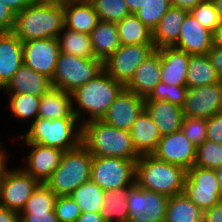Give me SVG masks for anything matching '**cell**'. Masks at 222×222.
Masks as SVG:
<instances>
[{"mask_svg": "<svg viewBox=\"0 0 222 222\" xmlns=\"http://www.w3.org/2000/svg\"><path fill=\"white\" fill-rule=\"evenodd\" d=\"M124 88L123 84L115 81L103 70L71 93L74 115L81 125L92 120H101Z\"/></svg>", "mask_w": 222, "mask_h": 222, "instance_id": "1", "label": "cell"}, {"mask_svg": "<svg viewBox=\"0 0 222 222\" xmlns=\"http://www.w3.org/2000/svg\"><path fill=\"white\" fill-rule=\"evenodd\" d=\"M82 144L93 157H116L138 160L130 131L117 129L103 120H92L82 125Z\"/></svg>", "mask_w": 222, "mask_h": 222, "instance_id": "2", "label": "cell"}, {"mask_svg": "<svg viewBox=\"0 0 222 222\" xmlns=\"http://www.w3.org/2000/svg\"><path fill=\"white\" fill-rule=\"evenodd\" d=\"M186 176L184 168L154 155H142L136 162V183L144 190L168 197L184 192Z\"/></svg>", "mask_w": 222, "mask_h": 222, "instance_id": "3", "label": "cell"}, {"mask_svg": "<svg viewBox=\"0 0 222 222\" xmlns=\"http://www.w3.org/2000/svg\"><path fill=\"white\" fill-rule=\"evenodd\" d=\"M64 9L32 2L16 13L12 32L22 41L57 38L64 29Z\"/></svg>", "mask_w": 222, "mask_h": 222, "instance_id": "4", "label": "cell"}, {"mask_svg": "<svg viewBox=\"0 0 222 222\" xmlns=\"http://www.w3.org/2000/svg\"><path fill=\"white\" fill-rule=\"evenodd\" d=\"M29 127L27 133L20 135L22 143L42 144L63 151L75 149L82 143V125L76 117L55 120L38 117Z\"/></svg>", "mask_w": 222, "mask_h": 222, "instance_id": "5", "label": "cell"}, {"mask_svg": "<svg viewBox=\"0 0 222 222\" xmlns=\"http://www.w3.org/2000/svg\"><path fill=\"white\" fill-rule=\"evenodd\" d=\"M92 160V154L82 143L75 149L64 151L60 165L45 184L57 197L70 196L75 189L91 180Z\"/></svg>", "mask_w": 222, "mask_h": 222, "instance_id": "6", "label": "cell"}, {"mask_svg": "<svg viewBox=\"0 0 222 222\" xmlns=\"http://www.w3.org/2000/svg\"><path fill=\"white\" fill-rule=\"evenodd\" d=\"M103 70L101 59L80 58L60 52L52 78V85L53 88L72 93L78 87L94 79Z\"/></svg>", "mask_w": 222, "mask_h": 222, "instance_id": "7", "label": "cell"}, {"mask_svg": "<svg viewBox=\"0 0 222 222\" xmlns=\"http://www.w3.org/2000/svg\"><path fill=\"white\" fill-rule=\"evenodd\" d=\"M136 162L116 157H93L91 180L104 191L131 187L136 183Z\"/></svg>", "mask_w": 222, "mask_h": 222, "instance_id": "8", "label": "cell"}, {"mask_svg": "<svg viewBox=\"0 0 222 222\" xmlns=\"http://www.w3.org/2000/svg\"><path fill=\"white\" fill-rule=\"evenodd\" d=\"M40 182L22 168H5L0 173V206L21 212Z\"/></svg>", "mask_w": 222, "mask_h": 222, "instance_id": "9", "label": "cell"}, {"mask_svg": "<svg viewBox=\"0 0 222 222\" xmlns=\"http://www.w3.org/2000/svg\"><path fill=\"white\" fill-rule=\"evenodd\" d=\"M154 44L121 45L103 61L104 71L115 81L126 86L137 67L155 51Z\"/></svg>", "mask_w": 222, "mask_h": 222, "instance_id": "10", "label": "cell"}, {"mask_svg": "<svg viewBox=\"0 0 222 222\" xmlns=\"http://www.w3.org/2000/svg\"><path fill=\"white\" fill-rule=\"evenodd\" d=\"M169 197L141 188L137 183L129 189L126 200L128 222H164Z\"/></svg>", "mask_w": 222, "mask_h": 222, "instance_id": "11", "label": "cell"}, {"mask_svg": "<svg viewBox=\"0 0 222 222\" xmlns=\"http://www.w3.org/2000/svg\"><path fill=\"white\" fill-rule=\"evenodd\" d=\"M183 193L202 211L208 210L222 200L214 169L195 165L187 170Z\"/></svg>", "mask_w": 222, "mask_h": 222, "instance_id": "12", "label": "cell"}, {"mask_svg": "<svg viewBox=\"0 0 222 222\" xmlns=\"http://www.w3.org/2000/svg\"><path fill=\"white\" fill-rule=\"evenodd\" d=\"M222 107V81L216 84L187 88L182 110L184 116L209 119Z\"/></svg>", "mask_w": 222, "mask_h": 222, "instance_id": "13", "label": "cell"}, {"mask_svg": "<svg viewBox=\"0 0 222 222\" xmlns=\"http://www.w3.org/2000/svg\"><path fill=\"white\" fill-rule=\"evenodd\" d=\"M22 47L23 63L52 79L60 54L57 38L25 41L22 42Z\"/></svg>", "mask_w": 222, "mask_h": 222, "instance_id": "14", "label": "cell"}, {"mask_svg": "<svg viewBox=\"0 0 222 222\" xmlns=\"http://www.w3.org/2000/svg\"><path fill=\"white\" fill-rule=\"evenodd\" d=\"M159 160L188 170L194 166L196 146L188 140L182 129L163 135L157 149L152 154Z\"/></svg>", "mask_w": 222, "mask_h": 222, "instance_id": "15", "label": "cell"}, {"mask_svg": "<svg viewBox=\"0 0 222 222\" xmlns=\"http://www.w3.org/2000/svg\"><path fill=\"white\" fill-rule=\"evenodd\" d=\"M144 109L145 98L124 88L101 120L117 129L130 131Z\"/></svg>", "mask_w": 222, "mask_h": 222, "instance_id": "16", "label": "cell"}, {"mask_svg": "<svg viewBox=\"0 0 222 222\" xmlns=\"http://www.w3.org/2000/svg\"><path fill=\"white\" fill-rule=\"evenodd\" d=\"M30 151L26 156L25 166L22 169L37 179L40 183H46L54 170L60 165L63 150L36 143H25Z\"/></svg>", "mask_w": 222, "mask_h": 222, "instance_id": "17", "label": "cell"}, {"mask_svg": "<svg viewBox=\"0 0 222 222\" xmlns=\"http://www.w3.org/2000/svg\"><path fill=\"white\" fill-rule=\"evenodd\" d=\"M213 46V32L203 27L188 12L184 18L179 39L174 48L189 55H206Z\"/></svg>", "mask_w": 222, "mask_h": 222, "instance_id": "18", "label": "cell"}, {"mask_svg": "<svg viewBox=\"0 0 222 222\" xmlns=\"http://www.w3.org/2000/svg\"><path fill=\"white\" fill-rule=\"evenodd\" d=\"M52 88V79L23 64L1 90L9 94L29 93L41 97Z\"/></svg>", "mask_w": 222, "mask_h": 222, "instance_id": "19", "label": "cell"}, {"mask_svg": "<svg viewBox=\"0 0 222 222\" xmlns=\"http://www.w3.org/2000/svg\"><path fill=\"white\" fill-rule=\"evenodd\" d=\"M22 41L11 32H0V90L23 65Z\"/></svg>", "mask_w": 222, "mask_h": 222, "instance_id": "20", "label": "cell"}, {"mask_svg": "<svg viewBox=\"0 0 222 222\" xmlns=\"http://www.w3.org/2000/svg\"><path fill=\"white\" fill-rule=\"evenodd\" d=\"M158 50L161 55L160 82L186 86L190 55L174 47H163Z\"/></svg>", "mask_w": 222, "mask_h": 222, "instance_id": "21", "label": "cell"}, {"mask_svg": "<svg viewBox=\"0 0 222 222\" xmlns=\"http://www.w3.org/2000/svg\"><path fill=\"white\" fill-rule=\"evenodd\" d=\"M161 55L156 49L136 69L135 74L125 88L136 95L146 98L160 82Z\"/></svg>", "mask_w": 222, "mask_h": 222, "instance_id": "22", "label": "cell"}, {"mask_svg": "<svg viewBox=\"0 0 222 222\" xmlns=\"http://www.w3.org/2000/svg\"><path fill=\"white\" fill-rule=\"evenodd\" d=\"M145 110L151 116L161 136L181 129L184 120L182 107L164 100H145Z\"/></svg>", "mask_w": 222, "mask_h": 222, "instance_id": "23", "label": "cell"}, {"mask_svg": "<svg viewBox=\"0 0 222 222\" xmlns=\"http://www.w3.org/2000/svg\"><path fill=\"white\" fill-rule=\"evenodd\" d=\"M133 147L139 156L152 155L162 137L151 116L144 109L130 129Z\"/></svg>", "mask_w": 222, "mask_h": 222, "instance_id": "24", "label": "cell"}, {"mask_svg": "<svg viewBox=\"0 0 222 222\" xmlns=\"http://www.w3.org/2000/svg\"><path fill=\"white\" fill-rule=\"evenodd\" d=\"M189 11L178 7H170L152 31L155 49L174 47L186 14Z\"/></svg>", "mask_w": 222, "mask_h": 222, "instance_id": "25", "label": "cell"}, {"mask_svg": "<svg viewBox=\"0 0 222 222\" xmlns=\"http://www.w3.org/2000/svg\"><path fill=\"white\" fill-rule=\"evenodd\" d=\"M38 117L49 120L76 117L71 93L52 88L48 93L42 95L39 102Z\"/></svg>", "mask_w": 222, "mask_h": 222, "instance_id": "26", "label": "cell"}, {"mask_svg": "<svg viewBox=\"0 0 222 222\" xmlns=\"http://www.w3.org/2000/svg\"><path fill=\"white\" fill-rule=\"evenodd\" d=\"M63 9L64 25L69 30L90 34L99 21L91 3L68 2Z\"/></svg>", "mask_w": 222, "mask_h": 222, "instance_id": "27", "label": "cell"}, {"mask_svg": "<svg viewBox=\"0 0 222 222\" xmlns=\"http://www.w3.org/2000/svg\"><path fill=\"white\" fill-rule=\"evenodd\" d=\"M91 43L95 57L105 61L120 46L118 28L116 23L101 21L90 33Z\"/></svg>", "mask_w": 222, "mask_h": 222, "instance_id": "28", "label": "cell"}, {"mask_svg": "<svg viewBox=\"0 0 222 222\" xmlns=\"http://www.w3.org/2000/svg\"><path fill=\"white\" fill-rule=\"evenodd\" d=\"M220 81L207 54L190 55L186 78L187 88L216 84Z\"/></svg>", "mask_w": 222, "mask_h": 222, "instance_id": "29", "label": "cell"}, {"mask_svg": "<svg viewBox=\"0 0 222 222\" xmlns=\"http://www.w3.org/2000/svg\"><path fill=\"white\" fill-rule=\"evenodd\" d=\"M203 211L184 193L169 197L164 222H202Z\"/></svg>", "mask_w": 222, "mask_h": 222, "instance_id": "30", "label": "cell"}, {"mask_svg": "<svg viewBox=\"0 0 222 222\" xmlns=\"http://www.w3.org/2000/svg\"><path fill=\"white\" fill-rule=\"evenodd\" d=\"M130 187L105 191L104 204L100 212L105 222H128L129 212L126 200Z\"/></svg>", "mask_w": 222, "mask_h": 222, "instance_id": "31", "label": "cell"}, {"mask_svg": "<svg viewBox=\"0 0 222 222\" xmlns=\"http://www.w3.org/2000/svg\"><path fill=\"white\" fill-rule=\"evenodd\" d=\"M121 45L153 44V32L134 14L116 23Z\"/></svg>", "mask_w": 222, "mask_h": 222, "instance_id": "32", "label": "cell"}, {"mask_svg": "<svg viewBox=\"0 0 222 222\" xmlns=\"http://www.w3.org/2000/svg\"><path fill=\"white\" fill-rule=\"evenodd\" d=\"M58 44L61 53H67L80 58H96L93 52L90 34L64 29L59 33Z\"/></svg>", "mask_w": 222, "mask_h": 222, "instance_id": "33", "label": "cell"}, {"mask_svg": "<svg viewBox=\"0 0 222 222\" xmlns=\"http://www.w3.org/2000/svg\"><path fill=\"white\" fill-rule=\"evenodd\" d=\"M105 191L102 190L92 180L79 186L75 189L70 197L80 207L81 213L84 212H95L100 213L104 204Z\"/></svg>", "mask_w": 222, "mask_h": 222, "instance_id": "34", "label": "cell"}, {"mask_svg": "<svg viewBox=\"0 0 222 222\" xmlns=\"http://www.w3.org/2000/svg\"><path fill=\"white\" fill-rule=\"evenodd\" d=\"M9 111L17 119L29 120L33 123L38 118L40 97L26 94H8ZM32 120V121H31Z\"/></svg>", "mask_w": 222, "mask_h": 222, "instance_id": "35", "label": "cell"}, {"mask_svg": "<svg viewBox=\"0 0 222 222\" xmlns=\"http://www.w3.org/2000/svg\"><path fill=\"white\" fill-rule=\"evenodd\" d=\"M91 5L101 21L118 23L131 15L125 0H94Z\"/></svg>", "mask_w": 222, "mask_h": 222, "instance_id": "36", "label": "cell"}, {"mask_svg": "<svg viewBox=\"0 0 222 222\" xmlns=\"http://www.w3.org/2000/svg\"><path fill=\"white\" fill-rule=\"evenodd\" d=\"M222 164V144L205 140L196 147L195 166L216 169Z\"/></svg>", "mask_w": 222, "mask_h": 222, "instance_id": "37", "label": "cell"}, {"mask_svg": "<svg viewBox=\"0 0 222 222\" xmlns=\"http://www.w3.org/2000/svg\"><path fill=\"white\" fill-rule=\"evenodd\" d=\"M170 7V0H148L134 15L153 31Z\"/></svg>", "mask_w": 222, "mask_h": 222, "instance_id": "38", "label": "cell"}, {"mask_svg": "<svg viewBox=\"0 0 222 222\" xmlns=\"http://www.w3.org/2000/svg\"><path fill=\"white\" fill-rule=\"evenodd\" d=\"M56 198L57 195L45 183H40L22 211H54Z\"/></svg>", "mask_w": 222, "mask_h": 222, "instance_id": "39", "label": "cell"}, {"mask_svg": "<svg viewBox=\"0 0 222 222\" xmlns=\"http://www.w3.org/2000/svg\"><path fill=\"white\" fill-rule=\"evenodd\" d=\"M187 87L159 82L145 100H164L182 107L186 98Z\"/></svg>", "mask_w": 222, "mask_h": 222, "instance_id": "40", "label": "cell"}, {"mask_svg": "<svg viewBox=\"0 0 222 222\" xmlns=\"http://www.w3.org/2000/svg\"><path fill=\"white\" fill-rule=\"evenodd\" d=\"M206 29L214 32L221 21L212 0H204L189 11Z\"/></svg>", "mask_w": 222, "mask_h": 222, "instance_id": "41", "label": "cell"}, {"mask_svg": "<svg viewBox=\"0 0 222 222\" xmlns=\"http://www.w3.org/2000/svg\"><path fill=\"white\" fill-rule=\"evenodd\" d=\"M181 129L196 147L207 140V119L185 116Z\"/></svg>", "mask_w": 222, "mask_h": 222, "instance_id": "42", "label": "cell"}, {"mask_svg": "<svg viewBox=\"0 0 222 222\" xmlns=\"http://www.w3.org/2000/svg\"><path fill=\"white\" fill-rule=\"evenodd\" d=\"M54 212L59 222L77 221L81 214L80 207L70 196L57 197Z\"/></svg>", "mask_w": 222, "mask_h": 222, "instance_id": "43", "label": "cell"}, {"mask_svg": "<svg viewBox=\"0 0 222 222\" xmlns=\"http://www.w3.org/2000/svg\"><path fill=\"white\" fill-rule=\"evenodd\" d=\"M20 222H59L54 211H21Z\"/></svg>", "mask_w": 222, "mask_h": 222, "instance_id": "44", "label": "cell"}, {"mask_svg": "<svg viewBox=\"0 0 222 222\" xmlns=\"http://www.w3.org/2000/svg\"><path fill=\"white\" fill-rule=\"evenodd\" d=\"M207 140L222 144V114L207 119Z\"/></svg>", "mask_w": 222, "mask_h": 222, "instance_id": "45", "label": "cell"}, {"mask_svg": "<svg viewBox=\"0 0 222 222\" xmlns=\"http://www.w3.org/2000/svg\"><path fill=\"white\" fill-rule=\"evenodd\" d=\"M16 13L0 0V32H11Z\"/></svg>", "mask_w": 222, "mask_h": 222, "instance_id": "46", "label": "cell"}, {"mask_svg": "<svg viewBox=\"0 0 222 222\" xmlns=\"http://www.w3.org/2000/svg\"><path fill=\"white\" fill-rule=\"evenodd\" d=\"M207 55L214 66L219 79L222 81V47L213 46L208 51Z\"/></svg>", "mask_w": 222, "mask_h": 222, "instance_id": "47", "label": "cell"}, {"mask_svg": "<svg viewBox=\"0 0 222 222\" xmlns=\"http://www.w3.org/2000/svg\"><path fill=\"white\" fill-rule=\"evenodd\" d=\"M202 222H222V200L203 211Z\"/></svg>", "mask_w": 222, "mask_h": 222, "instance_id": "48", "label": "cell"}, {"mask_svg": "<svg viewBox=\"0 0 222 222\" xmlns=\"http://www.w3.org/2000/svg\"><path fill=\"white\" fill-rule=\"evenodd\" d=\"M0 222H20V214L17 211L0 206Z\"/></svg>", "mask_w": 222, "mask_h": 222, "instance_id": "49", "label": "cell"}, {"mask_svg": "<svg viewBox=\"0 0 222 222\" xmlns=\"http://www.w3.org/2000/svg\"><path fill=\"white\" fill-rule=\"evenodd\" d=\"M4 4L10 7L15 13L21 12L29 6L34 0H1Z\"/></svg>", "mask_w": 222, "mask_h": 222, "instance_id": "50", "label": "cell"}, {"mask_svg": "<svg viewBox=\"0 0 222 222\" xmlns=\"http://www.w3.org/2000/svg\"><path fill=\"white\" fill-rule=\"evenodd\" d=\"M204 0H170L172 7H178L190 11Z\"/></svg>", "mask_w": 222, "mask_h": 222, "instance_id": "51", "label": "cell"}, {"mask_svg": "<svg viewBox=\"0 0 222 222\" xmlns=\"http://www.w3.org/2000/svg\"><path fill=\"white\" fill-rule=\"evenodd\" d=\"M77 222H105L100 213L84 212L81 213Z\"/></svg>", "mask_w": 222, "mask_h": 222, "instance_id": "52", "label": "cell"}, {"mask_svg": "<svg viewBox=\"0 0 222 222\" xmlns=\"http://www.w3.org/2000/svg\"><path fill=\"white\" fill-rule=\"evenodd\" d=\"M148 0H125L131 14H135Z\"/></svg>", "mask_w": 222, "mask_h": 222, "instance_id": "53", "label": "cell"}, {"mask_svg": "<svg viewBox=\"0 0 222 222\" xmlns=\"http://www.w3.org/2000/svg\"><path fill=\"white\" fill-rule=\"evenodd\" d=\"M34 3L64 8L68 0H34Z\"/></svg>", "mask_w": 222, "mask_h": 222, "instance_id": "54", "label": "cell"}, {"mask_svg": "<svg viewBox=\"0 0 222 222\" xmlns=\"http://www.w3.org/2000/svg\"><path fill=\"white\" fill-rule=\"evenodd\" d=\"M213 45L217 47H222V22L213 32Z\"/></svg>", "mask_w": 222, "mask_h": 222, "instance_id": "55", "label": "cell"}, {"mask_svg": "<svg viewBox=\"0 0 222 222\" xmlns=\"http://www.w3.org/2000/svg\"><path fill=\"white\" fill-rule=\"evenodd\" d=\"M4 146H2V143L0 142V170H4L5 168H7V155H6V151L3 148Z\"/></svg>", "mask_w": 222, "mask_h": 222, "instance_id": "56", "label": "cell"}, {"mask_svg": "<svg viewBox=\"0 0 222 222\" xmlns=\"http://www.w3.org/2000/svg\"><path fill=\"white\" fill-rule=\"evenodd\" d=\"M216 176L218 178V183H219V194L220 197L222 198V164L214 169Z\"/></svg>", "mask_w": 222, "mask_h": 222, "instance_id": "57", "label": "cell"}, {"mask_svg": "<svg viewBox=\"0 0 222 222\" xmlns=\"http://www.w3.org/2000/svg\"><path fill=\"white\" fill-rule=\"evenodd\" d=\"M212 1L215 5L219 19L222 22V0H212Z\"/></svg>", "mask_w": 222, "mask_h": 222, "instance_id": "58", "label": "cell"}, {"mask_svg": "<svg viewBox=\"0 0 222 222\" xmlns=\"http://www.w3.org/2000/svg\"><path fill=\"white\" fill-rule=\"evenodd\" d=\"M94 0H68V2H75V3H92Z\"/></svg>", "mask_w": 222, "mask_h": 222, "instance_id": "59", "label": "cell"}]
</instances>
